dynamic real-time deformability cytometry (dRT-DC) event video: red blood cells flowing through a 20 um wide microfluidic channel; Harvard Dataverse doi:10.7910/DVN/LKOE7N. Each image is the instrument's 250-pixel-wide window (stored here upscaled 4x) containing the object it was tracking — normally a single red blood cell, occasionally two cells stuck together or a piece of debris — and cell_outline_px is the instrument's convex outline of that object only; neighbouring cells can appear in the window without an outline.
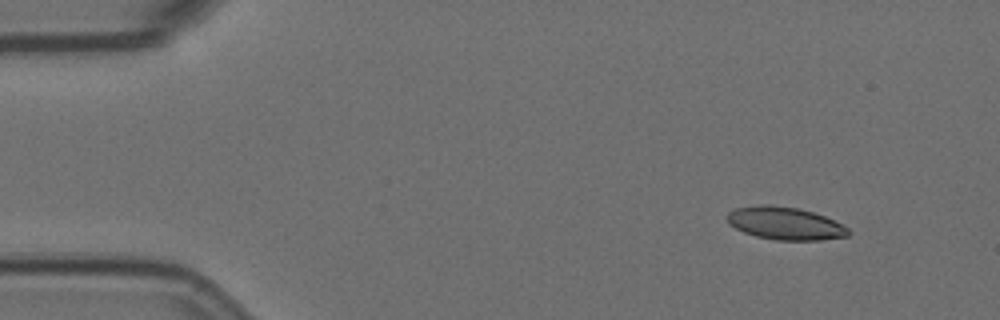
{"species": "Egyptian fruit bat (a non-hibernating species)", "species_latin": "Rousettus aegyptiacus", "temperature_condition": "room temperature", "stored_images_in_passage": 5, "camera_frame_rate_fps": 3000, "um_per_image_px": 0.085, "animal": {"sex": "female"}, "frame": {"image": 1, "passage_image": 2, "time_ms": 0.333, "image_size_px": [1000, 320], "cell_outline_px": [[848, 236], [820, 240], [776, 240], [756, 236], [744, 232], [728, 224], [724, 216], [728, 212], [736, 208], [760, 204], [772, 204], [800, 208], [824, 216], [848, 228]], "centroid_in_image_um": [66.66, 18.97], "position_along_channel_um": 18.3, "area_um2": 23.18}}
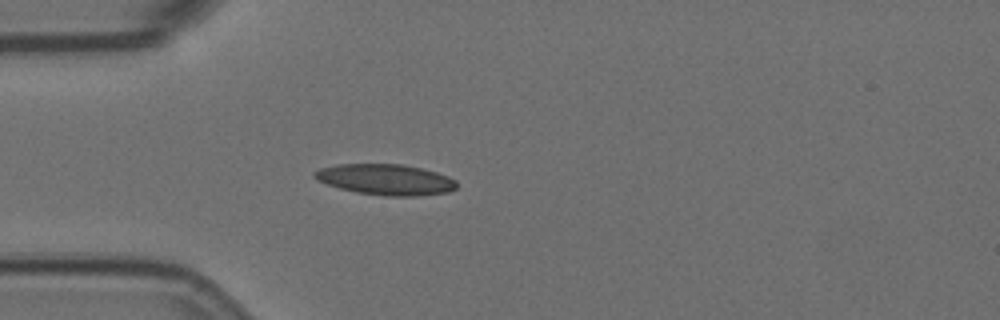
{"frame": {"image": 2, "passage_image": 5, "time_ms": 1.333, "image_size_px": [1000, 320], "cell_outline_px": [[456, 188], [448, 192], [416, 196], [384, 196], [356, 192], [340, 188], [316, 180], [312, 176], [312, 172], [320, 168], [336, 164], [400, 164], [420, 168], [436, 172], [448, 176], [456, 180]], "centroid_in_image_um": [32.75, 15.26], "position_along_channel_um": 52.3, "area_um2": 25.55}}